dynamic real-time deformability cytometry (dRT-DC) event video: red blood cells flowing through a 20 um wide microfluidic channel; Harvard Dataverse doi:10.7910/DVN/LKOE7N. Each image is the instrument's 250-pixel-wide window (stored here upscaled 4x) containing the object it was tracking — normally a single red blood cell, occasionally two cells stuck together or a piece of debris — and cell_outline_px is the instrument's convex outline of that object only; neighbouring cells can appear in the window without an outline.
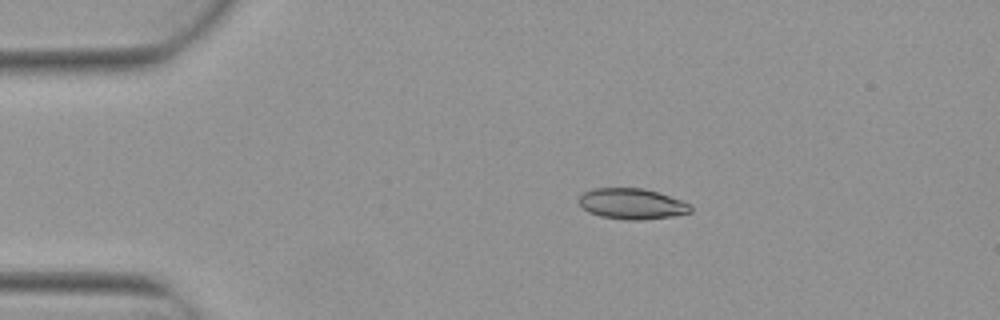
{"species": "Egyptian fruit bat (a non-hibernating species)", "species_latin": "Rousettus aegyptiacus", "temperature_condition": "warm", "stored_images_in_passage": 4, "camera_frame_rate_fps": 3000, "um_per_image_px": 0.085, "animal": {"sex": "female"}, "frame": {"image": 1, "passage_image": 3, "time_ms": 0.667, "image_size_px": [1000, 320], "cell_outline_px": [[692, 212], [672, 216], [640, 220], [624, 220], [600, 216], [588, 212], [576, 200], [584, 192], [596, 188], [644, 188], [692, 204]], "centroid_in_image_um": [53.7, 17.33], "position_along_channel_um": 31.3, "area_um2": 20.0}}